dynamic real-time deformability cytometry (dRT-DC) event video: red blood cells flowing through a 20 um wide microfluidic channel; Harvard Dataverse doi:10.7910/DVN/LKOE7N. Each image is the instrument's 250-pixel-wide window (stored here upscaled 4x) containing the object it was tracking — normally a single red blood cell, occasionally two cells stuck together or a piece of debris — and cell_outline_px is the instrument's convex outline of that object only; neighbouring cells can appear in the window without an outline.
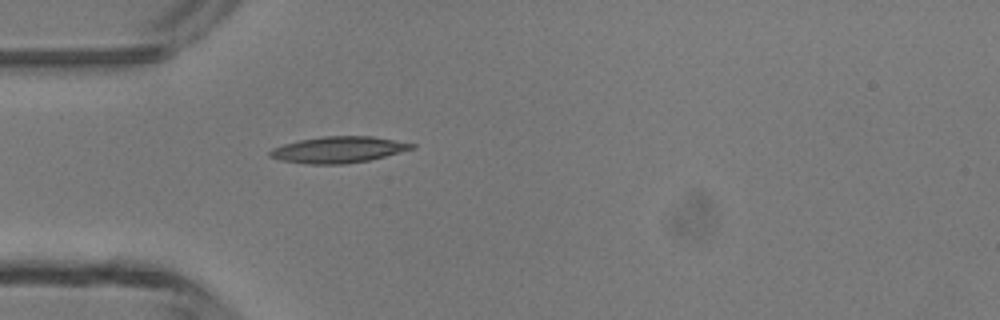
{"species": "common noctule bat (a hibernating species)", "species_latin": "Nyctalus noctula", "temperature_condition": "room temperature", "stored_images_in_passage": 5, "camera_frame_rate_fps": 3000, "um_per_image_px": 0.085, "animal": {"sex": "male", "body_mass_g": 13.3}, "frame": {"image": 1, "passage_image": 5, "time_ms": 4.667, "image_size_px": [1000, 320], "cell_outline_px": [[416, 148], [368, 160], [344, 164], [308, 164], [280, 160], [268, 156], [268, 152], [272, 148], [284, 144], [300, 140], [324, 136], [372, 136], [416, 144]], "centroid_in_image_um": [28.75, 12.72], "position_along_channel_um": 56.3, "area_um2": 21.62}}